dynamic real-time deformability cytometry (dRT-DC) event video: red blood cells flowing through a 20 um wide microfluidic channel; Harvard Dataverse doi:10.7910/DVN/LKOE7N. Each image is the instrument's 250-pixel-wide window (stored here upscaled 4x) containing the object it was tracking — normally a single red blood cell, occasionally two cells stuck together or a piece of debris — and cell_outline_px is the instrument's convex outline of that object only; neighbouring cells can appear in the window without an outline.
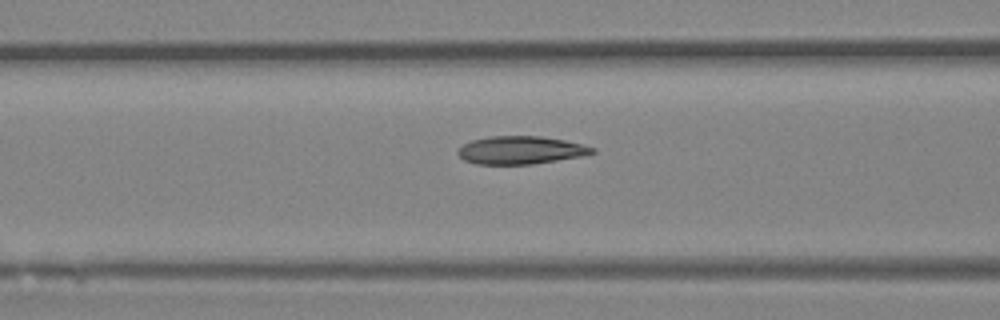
{"species": "Egyptian fruit bat (a non-hibernating species)", "species_latin": "Rousettus aegyptiacus", "temperature_condition": "room temperature", "stored_images_in_passage": 14, "camera_frame_rate_fps": 3000, "um_per_image_px": 0.085, "animal": {"sex": "female"}, "frame": {"image": 1, "passage_image": 12, "time_ms": 3.667, "image_size_px": [1000, 320], "cell_outline_px": [[596, 152], [584, 156], [532, 164], [476, 164], [464, 160], [456, 152], [464, 144], [472, 140], [492, 136], [540, 136], [564, 140], [596, 148]], "centroid_in_image_um": [44.28, 12.76], "position_along_channel_um": 122.3, "area_um2": 21.79}}